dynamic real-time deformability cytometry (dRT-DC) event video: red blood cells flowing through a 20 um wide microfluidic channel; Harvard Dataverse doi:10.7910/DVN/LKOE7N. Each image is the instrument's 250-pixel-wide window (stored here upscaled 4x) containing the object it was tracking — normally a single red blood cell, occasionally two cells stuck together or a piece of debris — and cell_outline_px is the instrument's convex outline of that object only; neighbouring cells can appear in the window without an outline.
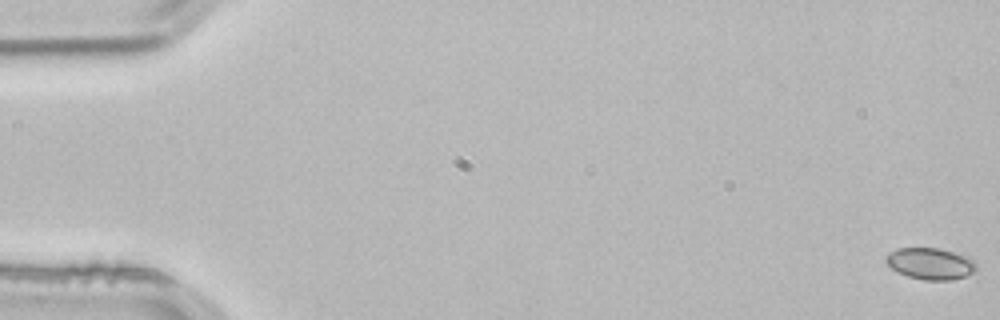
{"species": "common noctule bat (a hibernating species)", "species_latin": "Nyctalus noctula", "temperature_condition": "room temperature", "stored_images_in_passage": 54, "camera_frame_rate_fps": 3000, "um_per_image_px": 0.085, "animal": {"sex": "male", "body_mass_g": 21.5, "forearm_length_mm": 52.0}, "frame": {"image": 1, "passage_image": 1, "time_ms": 0.0, "image_size_px": [1000, 320], "cell_outline_px": [[976, 272], [952, 280], [924, 280], [908, 276], [892, 268], [884, 260], [884, 256], [900, 248], [936, 248], [968, 256], [976, 264]], "centroid_in_image_um": [79.1, 22.41], "position_along_channel_um": 5.9, "area_um2": 16.42}}
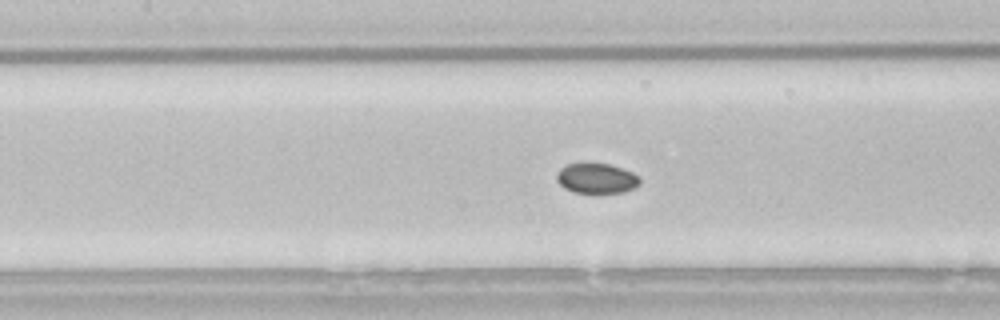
{"frame": {"image": 2, "passage_image": 25, "time_ms": 8.0, "image_size_px": [1000, 320], "cell_outline_px": [[640, 184], [624, 192], [576, 192], [564, 188], [556, 180], [556, 176], [560, 168], [568, 164], [608, 164], [632, 172], [640, 176]], "centroid_in_image_um": [50.71, 15.16], "position_along_channel_um": 156.7, "area_um2": 14.28}}
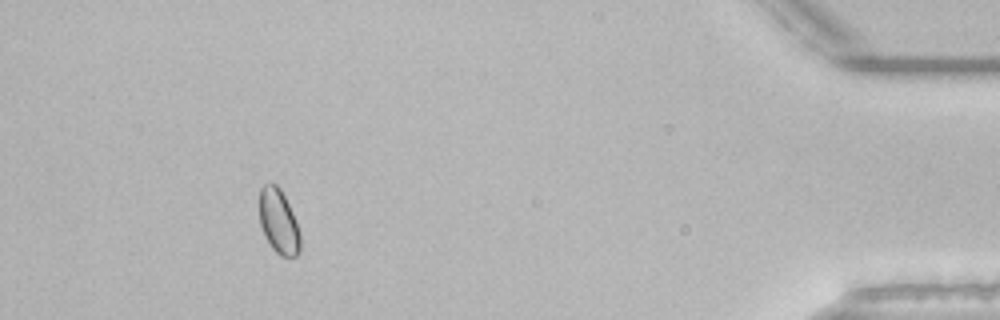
{"frame": {"image": 3, "passage_image": 50, "time_ms": 16.333, "image_size_px": [1000, 320], "cell_outline_px": [[300, 252], [296, 256], [280, 256], [272, 248], [264, 236], [260, 224], [260, 188], [264, 184], [276, 184], [280, 188], [296, 220], [300, 232]], "centroid_in_image_um": [23.69, 18.85], "position_along_channel_um": 411.5, "area_um2": 15.32}}